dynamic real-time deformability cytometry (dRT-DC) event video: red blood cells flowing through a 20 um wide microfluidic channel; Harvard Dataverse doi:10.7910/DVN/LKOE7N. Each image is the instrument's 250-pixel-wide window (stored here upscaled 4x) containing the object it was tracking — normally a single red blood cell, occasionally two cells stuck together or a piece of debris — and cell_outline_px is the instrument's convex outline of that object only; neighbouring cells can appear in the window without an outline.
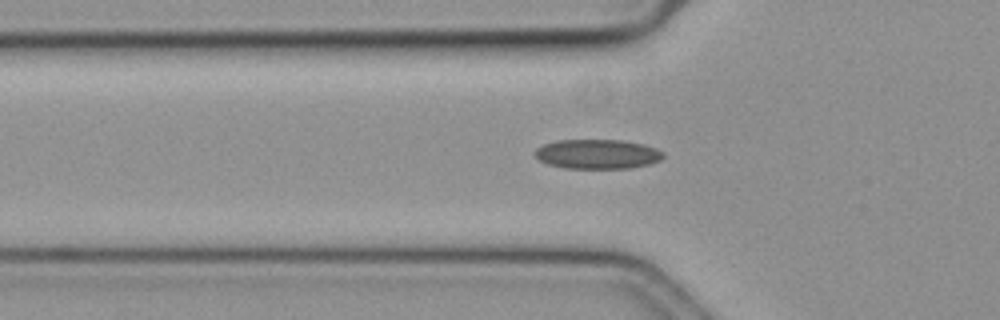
{"species": "common noctule bat (a hibernating species)", "species_latin": "Nyctalus noctula", "temperature_condition": "cold", "stored_images_in_passage": 22, "camera_frame_rate_fps": 3000, "um_per_image_px": 0.085, "animal": {"sex": "female", "body_mass_g": 19.3, "forearm_length_mm": 54.1}, "frame": {"image": 1, "passage_image": 4, "time_ms": 1.0, "image_size_px": [1000, 320], "cell_outline_px": [[664, 156], [660, 160], [648, 164], [632, 168], [564, 168], [548, 164], [540, 160], [532, 152], [536, 148], [544, 144], [556, 140], [624, 140], [644, 144], [656, 148], [664, 152]], "centroid_in_image_um": [50.78, 13.09], "position_along_channel_um": 75.0, "area_um2": 22.2}}
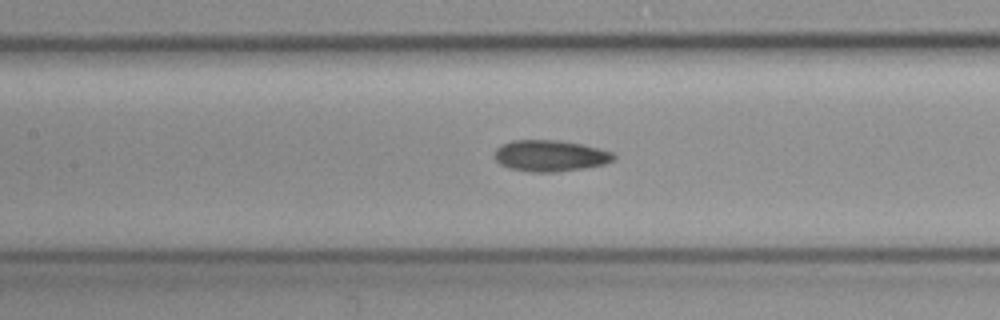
{"frame": {"image": 2, "passage_image": 11, "time_ms": 3.333, "image_size_px": [1000, 320], "cell_outline_px": [[616, 160], [604, 164], [588, 168], [556, 172], [528, 172], [508, 168], [500, 164], [496, 160], [496, 148], [512, 140], [556, 140], [584, 144], [600, 148], [612, 152], [616, 156]], "centroid_in_image_um": [46.82, 13.25], "position_along_channel_um": 160.6, "area_um2": 21.96}}
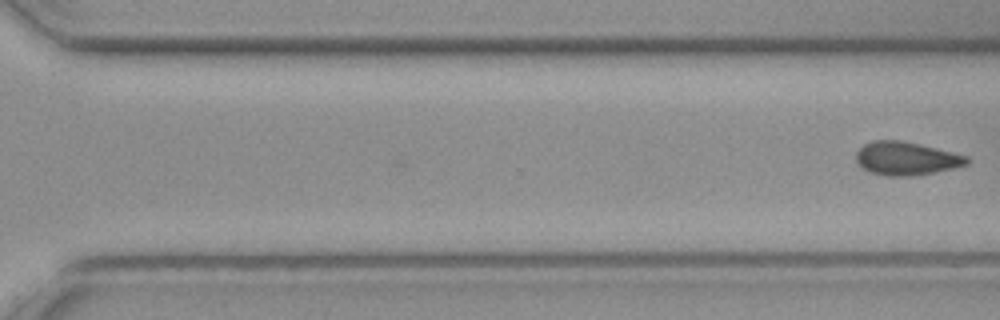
{"frame": {"image": 3, "passage_image": 22, "time_ms": 7.0, "image_size_px": [1000, 320], "cell_outline_px": [[972, 160], [968, 164], [956, 168], [936, 172], [912, 176], [888, 176], [868, 172], [856, 160], [856, 152], [864, 144], [872, 140], [900, 140], [936, 148], [968, 156]], "centroid_in_image_um": [77.06, 13.48], "position_along_channel_um": 293.5, "area_um2": 21.62}}